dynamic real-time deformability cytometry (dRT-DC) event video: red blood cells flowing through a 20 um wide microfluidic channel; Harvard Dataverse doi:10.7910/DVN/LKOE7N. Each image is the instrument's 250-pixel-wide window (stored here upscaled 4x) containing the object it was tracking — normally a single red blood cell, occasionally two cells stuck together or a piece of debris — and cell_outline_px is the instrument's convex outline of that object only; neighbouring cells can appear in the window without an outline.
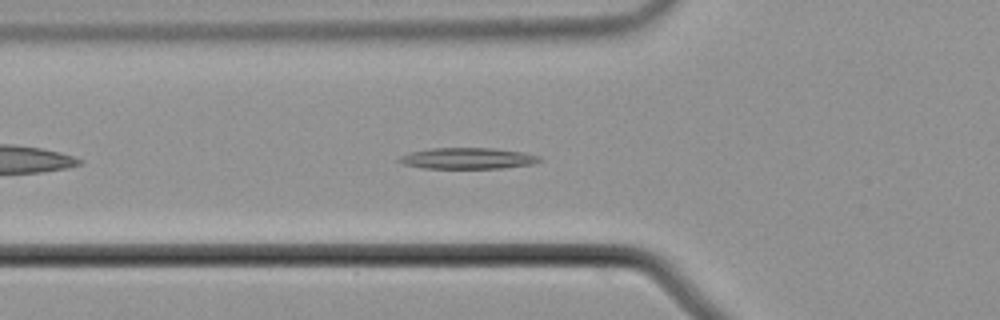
{"species": "common noctule bat (a hibernating species)", "species_latin": "Nyctalus noctula", "temperature_condition": "cold", "stored_images_in_passage": 43, "camera_frame_rate_fps": 3000, "um_per_image_px": 0.085, "animal": {"sex": "male", "body_mass_g": 21.5, "forearm_length_mm": 52.0}, "frame": {"image": 1, "passage_image": 7, "time_ms": 2.0, "image_size_px": [1000, 320], "cell_outline_px": [[544, 160], [532, 164], [504, 168], [420, 168], [404, 164], [396, 160], [400, 156], [412, 152], [432, 148], [492, 148], [524, 152], [540, 156]], "centroid_in_image_um": [39.78, 13.46], "position_along_channel_um": 86.0, "area_um2": 17.34}}
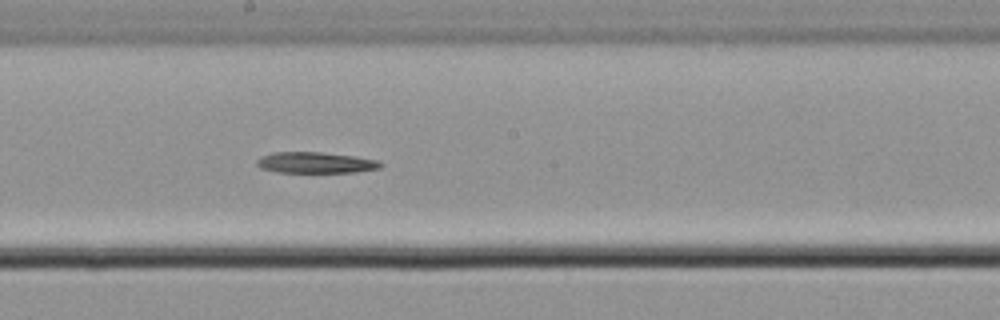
{"frame": {"image": 2, "passage_image": 18, "time_ms": 5.667, "image_size_px": [1000, 320], "cell_outline_px": [[384, 164], [380, 168], [356, 172], [276, 172], [260, 168], [256, 164], [256, 160], [260, 156], [272, 152], [320, 152], [356, 156], [376, 160]], "centroid_in_image_um": [26.79, 13.82], "position_along_channel_um": 221.4, "area_um2": 15.26}}
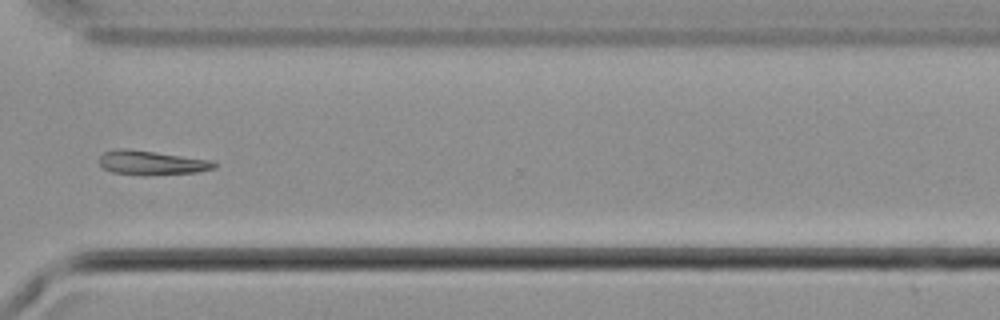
{"frame": {"image": 3, "passage_image": 29, "time_ms": 9.333, "image_size_px": [1000, 320], "cell_outline_px": [[216, 168], [196, 172], [152, 176], [140, 176], [112, 172], [104, 168], [100, 164], [100, 156], [104, 152], [120, 148], [128, 148], [212, 160], [216, 164]], "centroid_in_image_um": [12.89, 13.85], "position_along_channel_um": 357.7, "area_um2": 16.47}}